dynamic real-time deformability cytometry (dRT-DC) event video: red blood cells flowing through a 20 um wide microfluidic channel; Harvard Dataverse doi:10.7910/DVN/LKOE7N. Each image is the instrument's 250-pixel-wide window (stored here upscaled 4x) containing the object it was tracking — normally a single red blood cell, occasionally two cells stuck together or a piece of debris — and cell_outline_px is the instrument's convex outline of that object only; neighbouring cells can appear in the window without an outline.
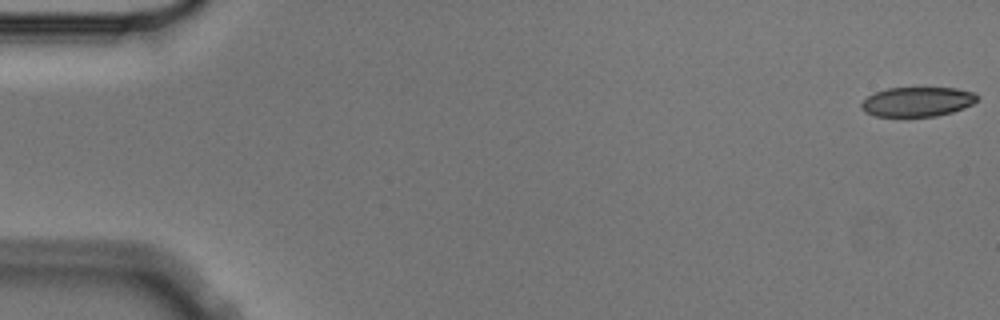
{"species": "Egyptian fruit bat (a non-hibernating species)", "species_latin": "Rousettus aegyptiacus", "temperature_condition": "cold", "stored_images_in_passage": 5, "segment_of_instrument_passage": [2, 2], "camera_frame_rate_fps": 3000, "um_per_image_px": 0.085, "animal": {"sex": "male"}, "frame": {"image": 1, "passage_image": 5, "time_ms": 1.333, "image_size_px": [1000, 320], "cell_outline_px": [[980, 96], [972, 104], [964, 108], [952, 112], [936, 116], [876, 116], [864, 112], [860, 108], [860, 104], [868, 96], [876, 92], [888, 88], [956, 88], [976, 92]], "centroid_in_image_um": [77.99, 8.64], "position_along_channel_um": 7.0, "area_um2": 20.0}}